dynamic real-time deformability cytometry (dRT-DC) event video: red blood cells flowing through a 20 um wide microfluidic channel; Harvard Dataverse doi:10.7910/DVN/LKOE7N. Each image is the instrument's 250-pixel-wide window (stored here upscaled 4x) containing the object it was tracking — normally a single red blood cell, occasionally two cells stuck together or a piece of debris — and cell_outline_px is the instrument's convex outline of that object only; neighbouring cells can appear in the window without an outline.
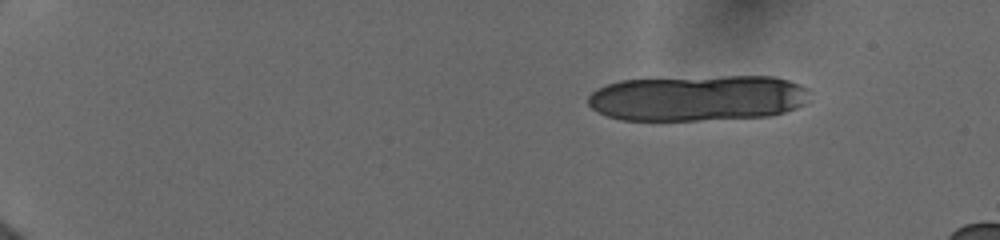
{"species": "human", "species_latin": "Homo sapiens", "temperature_condition": "cold", "stored_images_in_passage": 12, "camera_frame_rate_fps": 3000, "um_per_image_px": 0.085, "donor": {"sex": "female"}, "frame": {"image": 1, "passage_image": 2, "time_ms": 0.667, "image_size_px": [1000, 240], "cell_outline_px": [[808, 100], [804, 104], [796, 108], [784, 112], [768, 116], [700, 120], [620, 120], [608, 116], [592, 108], [588, 104], [588, 96], [592, 92], [608, 84], [620, 80], [724, 76], [772, 76], [788, 80], [800, 84], [808, 88]], "centroid_in_image_um": [59.33, 8.33], "position_along_channel_um": 25.7, "area_um2": 59.3}}